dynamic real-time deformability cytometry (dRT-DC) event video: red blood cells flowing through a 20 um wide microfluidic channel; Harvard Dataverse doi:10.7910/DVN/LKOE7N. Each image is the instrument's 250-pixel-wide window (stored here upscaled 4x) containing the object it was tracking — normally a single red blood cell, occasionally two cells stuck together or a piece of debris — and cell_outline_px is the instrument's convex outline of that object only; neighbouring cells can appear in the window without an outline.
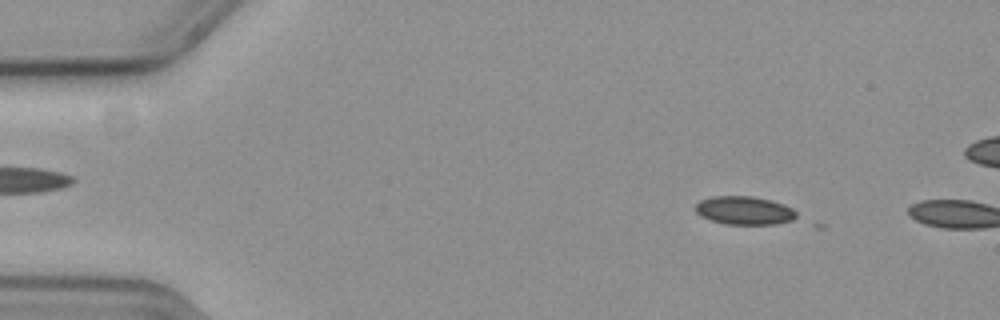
{"species": "common noctule bat (a hibernating species)", "species_latin": "Nyctalus noctula", "temperature_condition": "cold", "stored_images_in_passage": 6, "camera_frame_rate_fps": 3000, "um_per_image_px": 0.085, "animal": {"sex": "female", "body_mass_g": 19.3, "forearm_length_mm": 54.1}, "frame": {"image": 1, "passage_image": 4, "time_ms": 1.0, "image_size_px": [1000, 320], "cell_outline_px": [[796, 216], [792, 220], [776, 224], [724, 224], [700, 216], [696, 212], [696, 204], [700, 200], [712, 196], [752, 196], [768, 200], [792, 208], [796, 212]], "centroid_in_image_um": [63.23, 17.89], "position_along_channel_um": 21.8, "area_um2": 16.47}}